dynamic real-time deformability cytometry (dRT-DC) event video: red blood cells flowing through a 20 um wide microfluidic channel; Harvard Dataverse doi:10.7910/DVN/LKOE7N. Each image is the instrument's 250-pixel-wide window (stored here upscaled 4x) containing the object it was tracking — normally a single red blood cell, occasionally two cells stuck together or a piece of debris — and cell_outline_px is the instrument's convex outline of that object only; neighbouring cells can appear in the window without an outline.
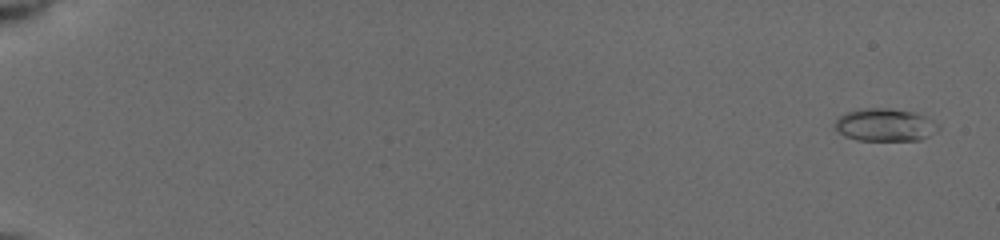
{"species": "common noctule bat (a hibernating species)", "species_latin": "Nyctalus noctula", "temperature_condition": "cold", "stored_images_in_passage": 45, "camera_frame_rate_fps": 3000, "um_per_image_px": 0.085, "animal": {"sex": "female", "body_mass_g": 19.5, "forearm_length_mm": 54.1}, "frame": {"image": 1, "passage_image": 3, "time_ms": 0.667, "image_size_px": [1000, 240], "cell_outline_px": [[940, 128], [928, 136], [920, 140], [856, 140], [844, 136], [836, 128], [836, 120], [840, 116], [848, 112], [864, 108], [888, 108], [912, 112], [924, 116], [932, 120]], "centroid_in_image_um": [75.22, 10.62], "position_along_channel_um": 9.8, "area_um2": 19.36}}
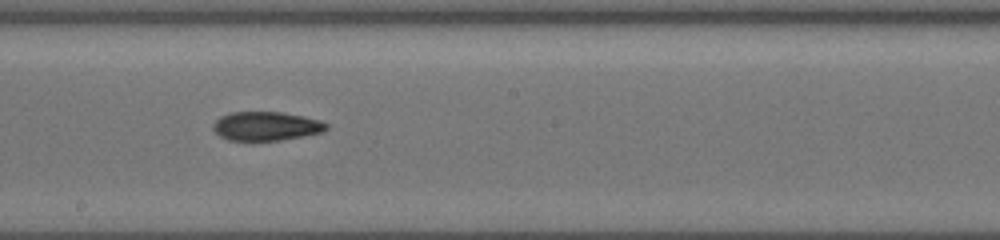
{"frame": {"image": 2, "passage_image": 27, "time_ms": 11.0, "image_size_px": [1000, 240], "cell_outline_px": [[328, 128], [320, 132], [280, 140], [228, 140], [220, 136], [212, 128], [212, 124], [220, 116], [228, 112], [284, 112], [304, 116], [320, 120], [328, 124]], "centroid_in_image_um": [22.59, 10.7], "position_along_channel_um": 225.6, "area_um2": 19.02}}
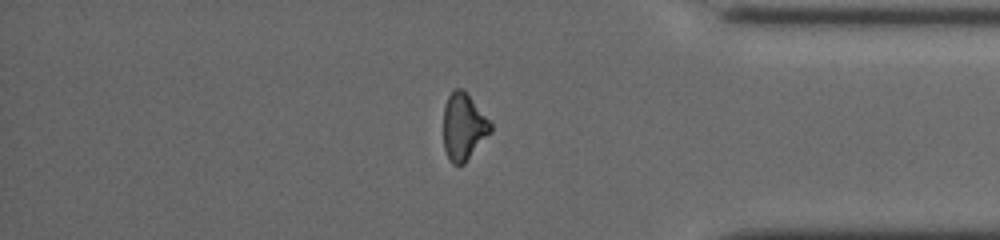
{"frame": {"image": 3, "passage_image": 40, "time_ms": 15.667, "image_size_px": [1000, 240], "cell_outline_px": [[492, 132], [464, 164], [452, 164], [444, 148], [444, 104], [448, 96], [456, 88], [460, 88], [468, 96], [492, 124]], "centroid_in_image_um": [39.4, 10.81], "position_along_channel_um": 395.8, "area_um2": 18.03}, "authors_computed_cell_mechanics": {"area_um2": 19.0162, "velocity_mm_per_s": 3.9546, "shape_relaxation_time_tau1_ms": 4.2139, "shape_relaxation_time_tau2_ms": 5.8321, "deformation_change_tau1": 0.1499, "deformation_change_tau2": 0.1356}}